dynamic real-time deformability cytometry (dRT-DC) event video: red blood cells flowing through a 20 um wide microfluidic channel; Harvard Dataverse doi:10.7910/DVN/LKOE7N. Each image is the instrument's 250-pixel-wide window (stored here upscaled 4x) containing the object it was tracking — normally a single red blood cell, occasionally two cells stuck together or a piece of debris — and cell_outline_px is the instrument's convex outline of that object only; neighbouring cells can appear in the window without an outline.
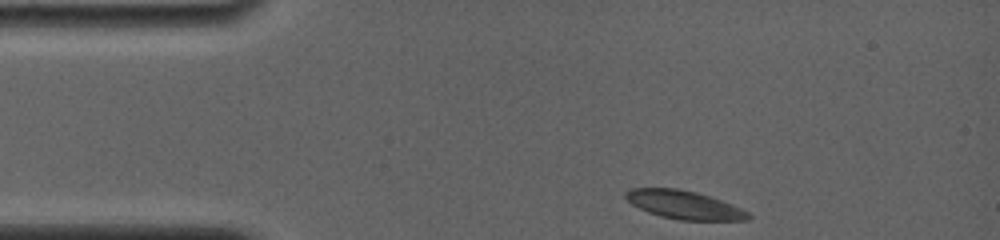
{"species": "common noctule bat (a hibernating species)", "species_latin": "Nyctalus noctula", "temperature_condition": "room temperature", "stored_images_in_passage": 29, "camera_frame_rate_fps": 4000, "um_per_image_px": 0.085, "animal": {"sex": "female", "body_mass_g": 19.0, "forearm_length_mm": 56.7}, "frame": {"image": 1, "passage_image": 1, "time_ms": 0.0, "image_size_px": [1000, 240], "cell_outline_px": [[752, 216], [748, 220], [680, 220], [660, 216], [648, 212], [632, 204], [624, 196], [624, 192], [632, 188], [676, 188], [696, 192], [732, 204], [748, 212]], "centroid_in_image_um": [58.14, 17.41], "position_along_channel_um": 26.9, "area_um2": 20.11}}
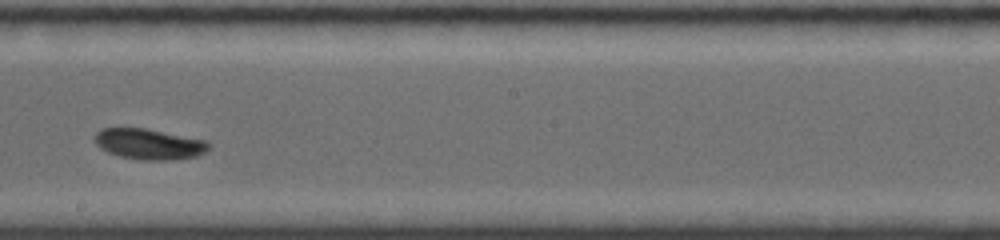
{"frame": {"image": 2, "passage_image": 16, "time_ms": 6.75, "image_size_px": [1000, 240], "cell_outline_px": [[212, 144], [204, 152], [196, 156], [168, 160], [140, 160], [120, 156], [108, 152], [100, 148], [92, 140], [92, 136], [100, 128], [144, 128], [208, 140]], "centroid_in_image_um": [12.64, 12.23], "position_along_channel_um": 235.6, "area_um2": 20.58}}
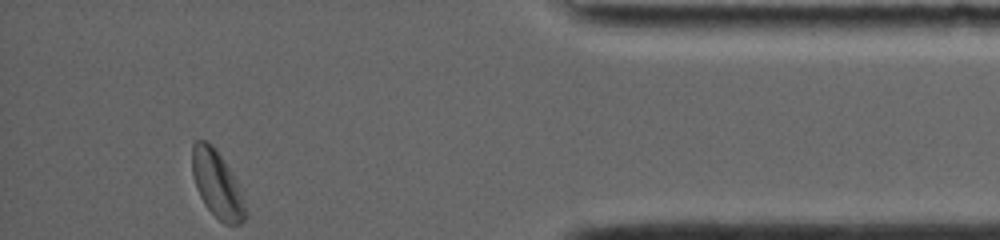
{"frame": {"image": 3, "passage_image": 29, "time_ms": 12.25, "image_size_px": [1000, 240], "cell_outline_px": [[244, 220], [240, 224], [224, 224], [204, 204], [200, 196], [192, 172], [192, 144], [196, 140], [208, 140], [212, 144], [224, 160], [240, 184], [244, 200]], "centroid_in_image_um": [18.45, 15.61], "position_along_channel_um": 416.7, "area_um2": 20.69}, "authors_computed_cell_mechanics": {"area_um2": 20.6346, "velocity_mm_per_s": 3.8415, "shape_relaxation_time_tau1_ms": 1.9714, "shape_relaxation_time_tau2_ms": 3.5234, "deformation_change_tau1": 0.1025, "deformation_change_tau2": 0.0602}}